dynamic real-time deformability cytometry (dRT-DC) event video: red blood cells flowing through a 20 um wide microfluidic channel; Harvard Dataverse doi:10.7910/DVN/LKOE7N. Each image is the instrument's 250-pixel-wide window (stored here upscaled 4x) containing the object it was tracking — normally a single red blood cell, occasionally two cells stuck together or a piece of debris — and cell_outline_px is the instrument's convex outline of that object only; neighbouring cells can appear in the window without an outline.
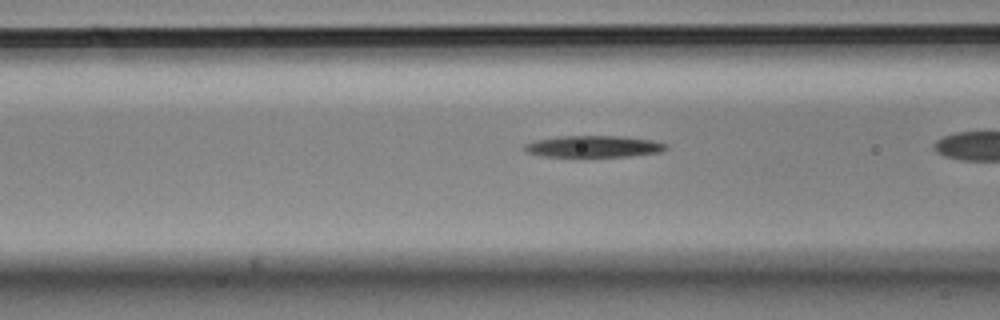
{"species": "Egyptian fruit bat (a non-hibernating species)", "species_latin": "Rousettus aegyptiacus", "temperature_condition": "cold", "stored_images_in_passage": 36, "camera_frame_rate_fps": 3000, "um_per_image_px": 0.085, "animal": {"sex": "male"}, "frame": {"image": 1, "passage_image": 14, "time_ms": 4.333, "image_size_px": [1000, 320], "cell_outline_px": [[668, 148], [660, 152], [632, 156], [540, 156], [528, 152], [524, 148], [524, 144], [536, 140], [556, 136], [624, 136], [652, 140], [668, 144]], "centroid_in_image_um": [50.49, 12.44], "position_along_channel_um": 116.1, "area_um2": 17.8}}
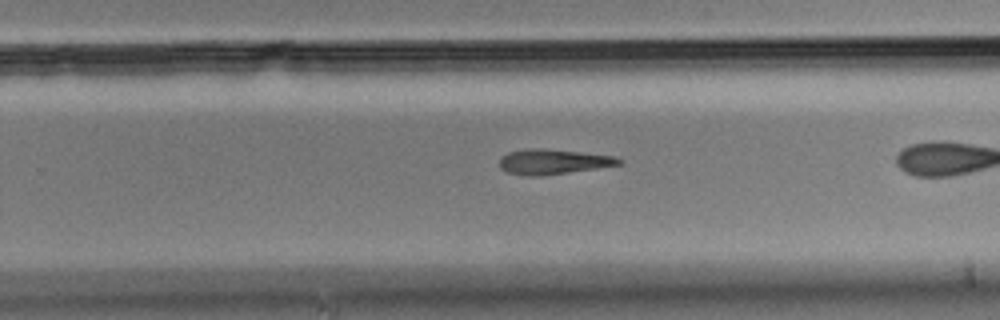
{"frame": {"image": 2, "passage_image": 28, "time_ms": 9.0, "image_size_px": [1000, 320], "cell_outline_px": [[620, 164], [596, 168], [540, 176], [524, 176], [508, 172], [500, 168], [500, 156], [508, 152], [528, 148], [544, 148], [616, 156], [620, 160]], "centroid_in_image_um": [46.95, 13.74], "position_along_channel_um": 282.9, "area_um2": 17.34}}
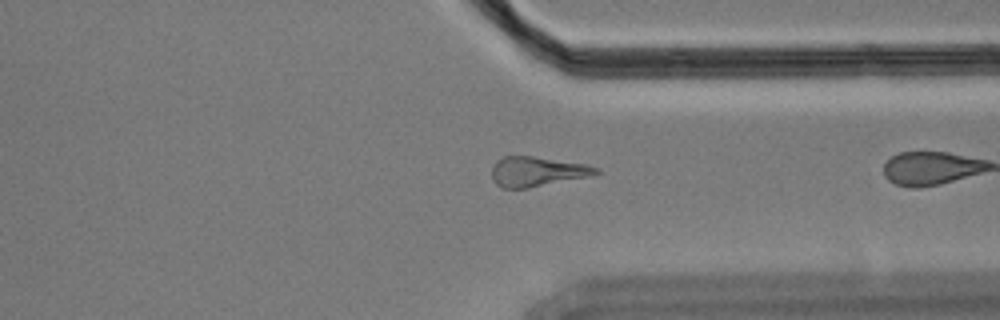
{"frame": {"image": 3, "passage_image": 35, "time_ms": 11.333, "image_size_px": [1000, 320], "cell_outline_px": [[600, 172], [588, 176], [528, 188], [500, 188], [492, 180], [492, 168], [496, 160], [504, 156], [532, 156], [588, 164], [600, 168]], "centroid_in_image_um": [45.63, 14.57], "position_along_channel_um": 365.8, "area_um2": 18.09}}